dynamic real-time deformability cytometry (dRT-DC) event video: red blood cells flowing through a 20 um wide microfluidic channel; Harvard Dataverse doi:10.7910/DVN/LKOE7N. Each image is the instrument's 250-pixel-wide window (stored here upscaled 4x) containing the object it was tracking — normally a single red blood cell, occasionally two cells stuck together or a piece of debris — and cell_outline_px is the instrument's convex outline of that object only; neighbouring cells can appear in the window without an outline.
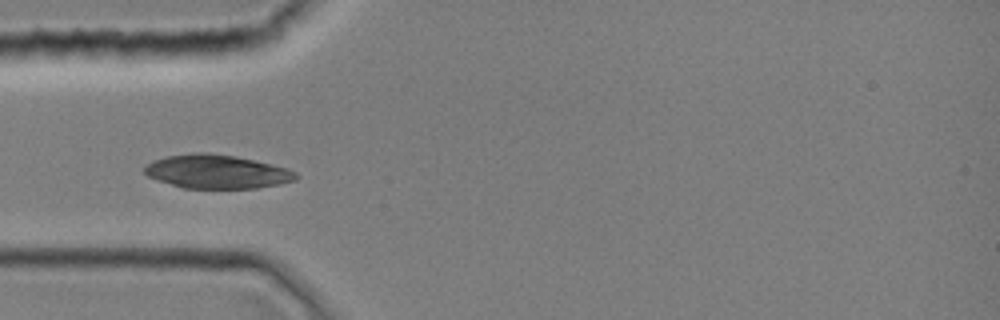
{"species": "common noctule bat (a hibernating species)", "species_latin": "Nyctalus noctula", "temperature_condition": "room temperature", "stored_images_in_passage": 29, "camera_frame_rate_fps": 3000, "um_per_image_px": 0.085, "animal": {"sex": "female", "body_mass_g": 19.0, "forearm_length_mm": 51.5}, "frame": {"image": 1, "passage_image": 1, "time_ms": 0.0, "image_size_px": [1000, 320], "cell_outline_px": [[300, 176], [296, 180], [280, 184], [256, 188], [184, 188], [148, 176], [144, 172], [144, 168], [152, 160], [164, 156], [192, 152], [208, 152], [236, 156], [272, 164], [288, 168], [296, 172]], "centroid_in_image_um": [18.46, 14.57], "position_along_channel_um": 66.5, "area_um2": 29.88}}
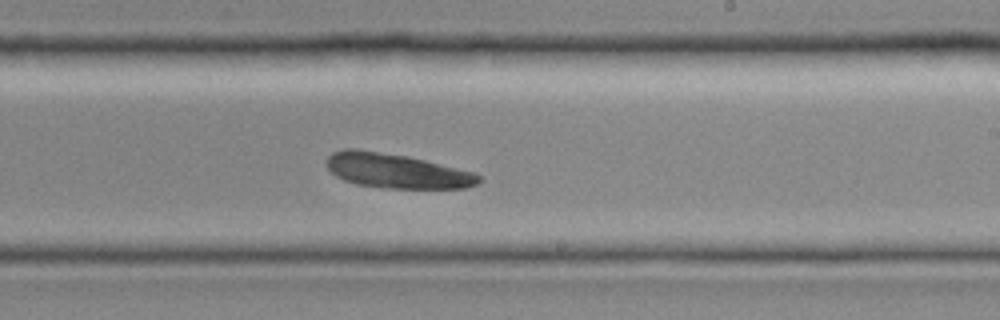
{"frame": {"image": 2, "passage_image": 13, "time_ms": 4.0, "image_size_px": [1000, 320], "cell_outline_px": [[484, 180], [476, 184], [464, 188], [388, 188], [356, 184], [344, 180], [336, 176], [324, 164], [324, 160], [332, 152], [344, 148], [356, 148], [408, 156], [476, 172]], "centroid_in_image_um": [33.69, 14.51], "position_along_channel_um": 255.3, "area_um2": 30.98}}
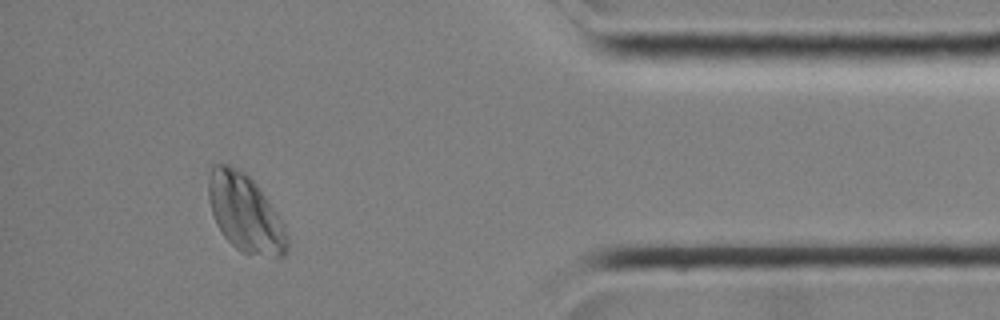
{"frame": {"image": 3, "passage_image": 25, "time_ms": 8.0, "image_size_px": [1000, 320], "cell_outline_px": [[288, 252], [284, 256], [276, 256], [240, 252], [224, 236], [216, 224], [212, 212], [208, 196], [208, 176], [212, 164], [228, 164], [240, 168], [256, 184], [268, 200], [284, 224], [288, 236]], "centroid_in_image_um": [20.83, 18.09], "position_along_channel_um": 414.4, "area_um2": 35.49}}